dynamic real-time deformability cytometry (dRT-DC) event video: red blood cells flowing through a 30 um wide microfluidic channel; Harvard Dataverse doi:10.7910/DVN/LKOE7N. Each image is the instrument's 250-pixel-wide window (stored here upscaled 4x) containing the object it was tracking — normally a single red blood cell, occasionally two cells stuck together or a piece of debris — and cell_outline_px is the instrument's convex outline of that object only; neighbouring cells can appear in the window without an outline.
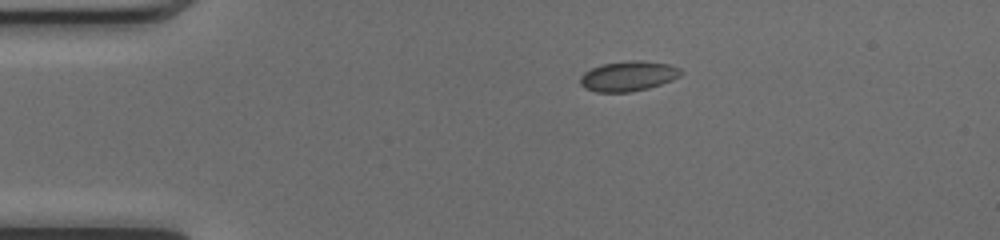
{"species": "common noctule bat (a hibernating species)", "species_latin": "Nyctalus noctula", "temperature_condition": "cold", "stored_images_in_passage": 41, "camera_frame_rate_fps": 3000, "um_per_image_px": 0.085, "animal": {"sex": "female", "body_mass_g": 17.0, "forearm_length_mm": 48.0}, "frame": {"image": 1, "passage_image": 1, "time_ms": 0.0, "image_size_px": [1000, 240], "cell_outline_px": [[684, 72], [680, 76], [672, 80], [648, 88], [628, 92], [596, 92], [584, 88], [580, 84], [580, 76], [584, 72], [600, 64], [628, 60], [640, 60], [668, 64], [680, 68]], "centroid_in_image_um": [53.39, 6.46], "position_along_channel_um": 31.6, "area_um2": 17.74}}
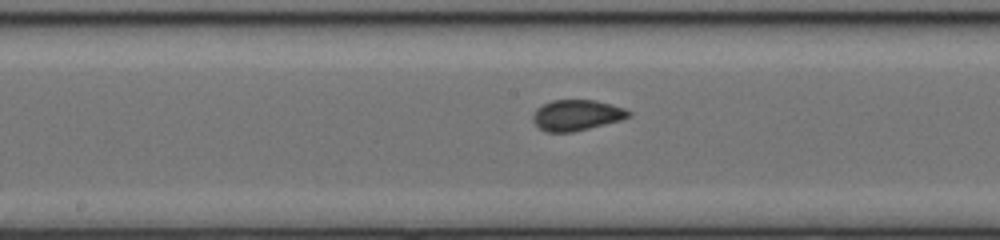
{"frame": {"image": 2, "passage_image": 17, "time_ms": 5.333, "image_size_px": [1000, 240], "cell_outline_px": [[632, 116], [620, 120], [572, 132], [548, 132], [540, 128], [532, 120], [532, 116], [536, 108], [552, 100], [596, 100], [612, 104], [624, 108], [632, 112]], "centroid_in_image_um": [49.03, 9.78], "position_along_channel_um": 199.2, "area_um2": 17.11}}
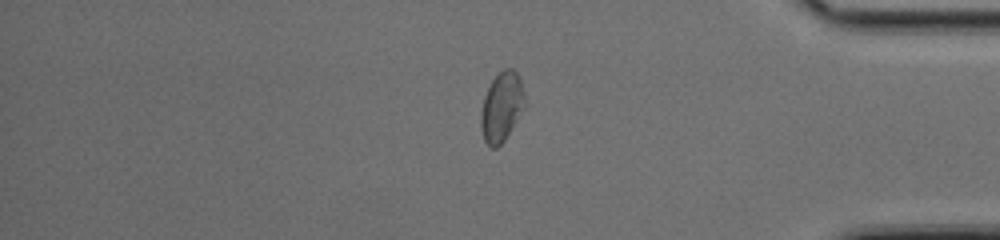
{"frame": {"image": 3, "passage_image": 33, "time_ms": 10.667, "image_size_px": [1000, 240], "cell_outline_px": [[524, 108], [504, 140], [496, 148], [492, 148], [484, 140], [480, 128], [480, 112], [484, 96], [492, 80], [504, 68], [512, 68], [516, 72], [520, 80], [524, 104]], "centroid_in_image_um": [42.6, 9.1], "position_along_channel_um": 392.6, "area_um2": 17.4}, "authors_computed_cell_mechanics": {"area_um2": 17.2244, "velocity_mm_per_s": 4.1184, "shape_relaxation_time_tau1_ms": 8.2926, "shape_relaxation_time_tau2_ms": null, "deformation_change_tau1": 0.1307, "deformation_change_tau2": null}}